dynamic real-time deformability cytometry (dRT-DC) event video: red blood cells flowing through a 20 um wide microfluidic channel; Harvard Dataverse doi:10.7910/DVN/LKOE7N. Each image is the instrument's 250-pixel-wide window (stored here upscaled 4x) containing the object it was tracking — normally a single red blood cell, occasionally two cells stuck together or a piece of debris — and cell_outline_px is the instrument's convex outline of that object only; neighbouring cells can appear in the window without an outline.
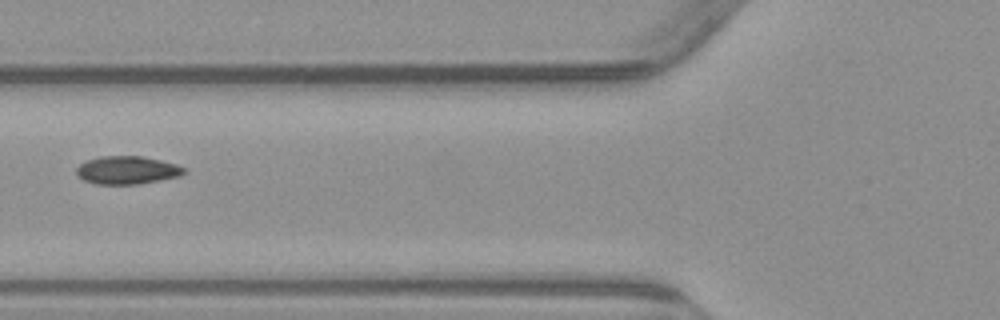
{"species": "common noctule bat (a hibernating species)", "species_latin": "Nyctalus noctula", "temperature_condition": "warm", "stored_images_in_passage": 6, "camera_frame_rate_fps": 3000, "um_per_image_px": 0.085, "animal": {"sex": "male", "body_mass_g": 23.1, "forearm_length_mm": 52.7}, "frame": {"image": 1, "passage_image": 5, "time_ms": 6.333, "image_size_px": [1000, 320], "cell_outline_px": [[188, 172], [180, 176], [160, 180], [136, 184], [96, 184], [84, 180], [76, 172], [76, 168], [84, 160], [100, 156], [140, 156], [160, 160], [176, 164], [188, 168]], "centroid_in_image_um": [10.83, 14.45], "position_along_channel_um": 115.0, "area_um2": 17.69}}
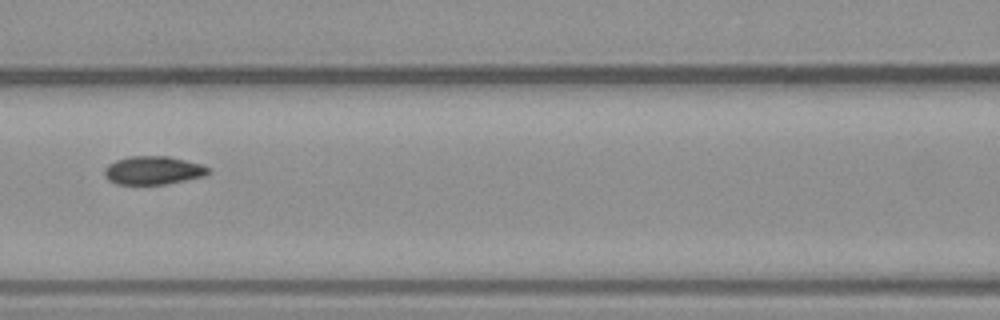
{"frame": {"image": 2, "passage_image": 6, "time_ms": 7.333, "image_size_px": [1000, 320], "cell_outline_px": [[212, 172], [204, 176], [164, 184], [116, 184], [108, 180], [104, 176], [104, 168], [108, 164], [116, 160], [128, 156], [168, 156], [200, 164], [208, 168]], "centroid_in_image_um": [12.98, 14.48], "position_along_channel_um": 153.6, "area_um2": 17.11}}